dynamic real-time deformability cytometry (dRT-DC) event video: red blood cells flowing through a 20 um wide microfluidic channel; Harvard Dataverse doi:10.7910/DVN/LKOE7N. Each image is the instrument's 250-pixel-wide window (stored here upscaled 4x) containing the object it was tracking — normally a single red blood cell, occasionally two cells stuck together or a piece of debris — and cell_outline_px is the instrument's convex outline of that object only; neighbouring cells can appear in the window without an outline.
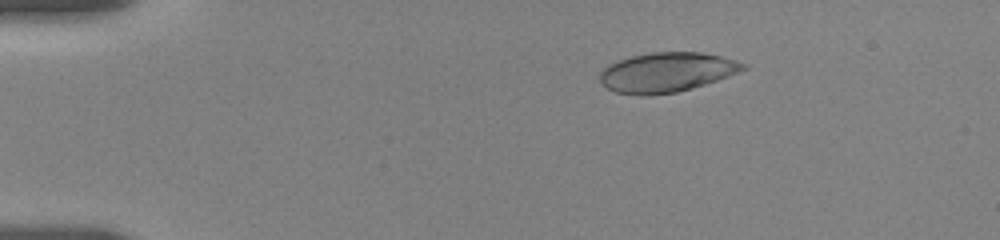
{"species": "human", "species_latin": "Homo sapiens", "temperature_condition": "room temperature", "stored_images_in_passage": 5, "camera_frame_rate_fps": 3000, "um_per_image_px": 0.085, "donor": {"sex": "female"}, "frame": {"image": 1, "passage_image": 5, "time_ms": 4.0, "image_size_px": [1000, 240], "cell_outline_px": [[748, 68], [716, 80], [704, 84], [676, 92], [640, 96], [616, 92], [608, 88], [600, 80], [600, 72], [608, 64], [632, 56], [652, 52], [700, 52], [720, 56], [744, 64]], "centroid_in_image_um": [56.63, 6.14], "position_along_channel_um": 28.4, "area_um2": 32.54}}